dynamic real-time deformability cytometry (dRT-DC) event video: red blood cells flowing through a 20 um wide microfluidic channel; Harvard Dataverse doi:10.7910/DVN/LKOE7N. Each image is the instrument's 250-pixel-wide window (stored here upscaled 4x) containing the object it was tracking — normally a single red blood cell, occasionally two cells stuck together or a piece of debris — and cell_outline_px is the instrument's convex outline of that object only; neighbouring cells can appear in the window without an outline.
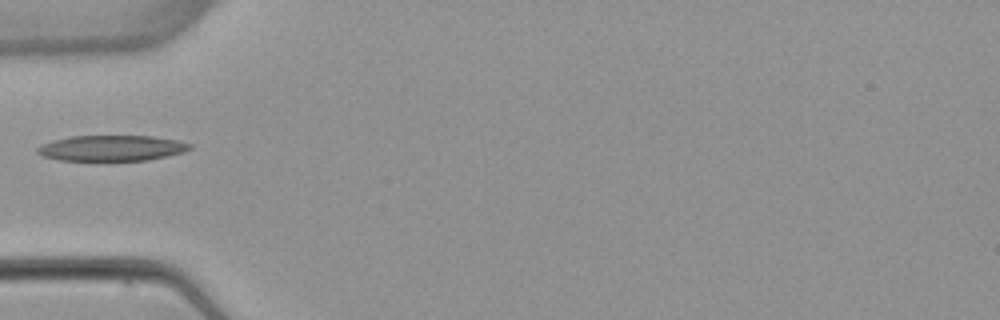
{"species": "common noctule bat (a hibernating species)", "species_latin": "Nyctalus noctula", "temperature_condition": "warm", "stored_images_in_passage": 5, "camera_frame_rate_fps": 3000, "um_per_image_px": 0.085, "animal": {"sex": "female", "body_mass_g": 22.7, "forearm_length_mm": 54.2}, "frame": {"image": 1, "passage_image": 5, "time_ms": 4.667, "image_size_px": [1000, 320], "cell_outline_px": [[192, 148], [184, 152], [168, 156], [148, 160], [60, 160], [44, 156], [36, 152], [36, 148], [40, 144], [72, 136], [152, 136], [180, 140], [192, 144]], "centroid_in_image_um": [9.54, 12.58], "position_along_channel_um": 75.5, "area_um2": 22.77}}